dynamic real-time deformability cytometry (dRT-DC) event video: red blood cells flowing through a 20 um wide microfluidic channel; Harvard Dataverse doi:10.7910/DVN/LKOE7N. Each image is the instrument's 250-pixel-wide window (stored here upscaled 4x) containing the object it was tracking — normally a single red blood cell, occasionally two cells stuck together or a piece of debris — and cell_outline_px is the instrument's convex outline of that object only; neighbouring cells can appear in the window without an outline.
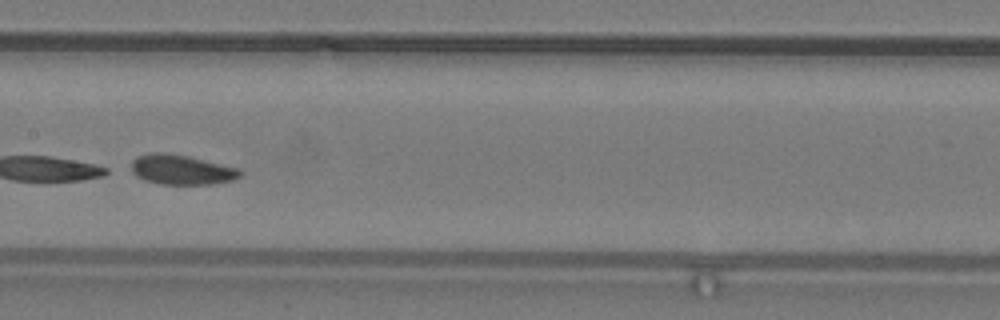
{"species": "common noctule bat (a hibernating species)", "species_latin": "Nyctalus noctula", "temperature_condition": "warm", "stored_images_in_passage": 39, "camera_frame_rate_fps": 3000, "um_per_image_px": 0.085, "animal": {"sex": "male", "body_mass_g": 19.2, "forearm_length_mm": 51.8}, "frame": {"image": 1, "passage_image": 17, "time_ms": 5.333, "image_size_px": [1000, 320], "cell_outline_px": [[244, 172], [240, 176], [232, 180], [212, 184], [160, 184], [144, 180], [136, 176], [132, 172], [132, 160], [136, 156], [148, 152], [164, 152], [188, 156], [240, 168]], "centroid_in_image_um": [15.42, 14.41], "position_along_channel_um": 192.0, "area_um2": 19.13}, "authors_computed_cell_mechanics": {"area_um2": 18.6694, "velocity_mm_per_s": 3.9602, "shape_relaxation_time_tau1_ms": 0.6419, "shape_relaxation_time_tau2_ms": 3.6981, "deformation_change_tau1": 0.2409, "deformation_change_tau2": 0.0854}}